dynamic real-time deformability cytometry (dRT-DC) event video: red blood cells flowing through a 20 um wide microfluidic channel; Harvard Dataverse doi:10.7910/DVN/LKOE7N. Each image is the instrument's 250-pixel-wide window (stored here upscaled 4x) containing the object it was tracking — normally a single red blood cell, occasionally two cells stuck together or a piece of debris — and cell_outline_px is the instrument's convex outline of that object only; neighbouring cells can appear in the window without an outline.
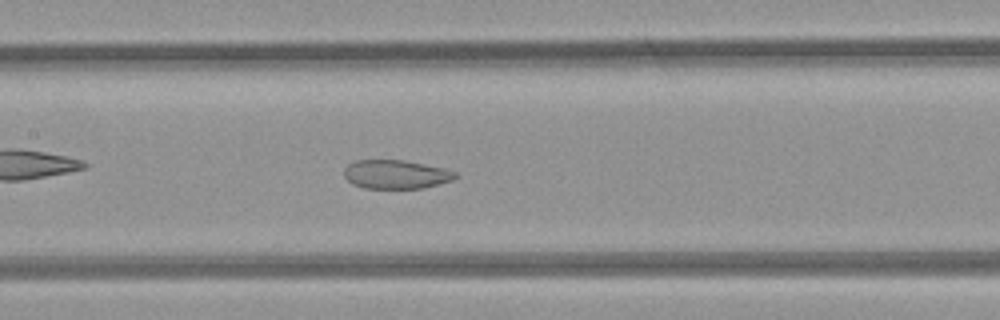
{"species": "common noctule bat (a hibernating species)", "species_latin": "Nyctalus noctula", "temperature_condition": "room temperature", "stored_images_in_passage": 42, "camera_frame_rate_fps": 3000, "um_per_image_px": 0.085, "animal": {"sex": "female", "body_mass_g": 21.9}, "frame": {"image": 1, "passage_image": 23, "time_ms": 7.333, "image_size_px": [1000, 320], "cell_outline_px": [[460, 176], [452, 180], [424, 188], [364, 188], [352, 184], [344, 176], [344, 168], [348, 164], [356, 160], [404, 160], [444, 168], [456, 172]], "centroid_in_image_um": [33.66, 14.82], "position_along_channel_um": 173.7, "area_um2": 18.73}}
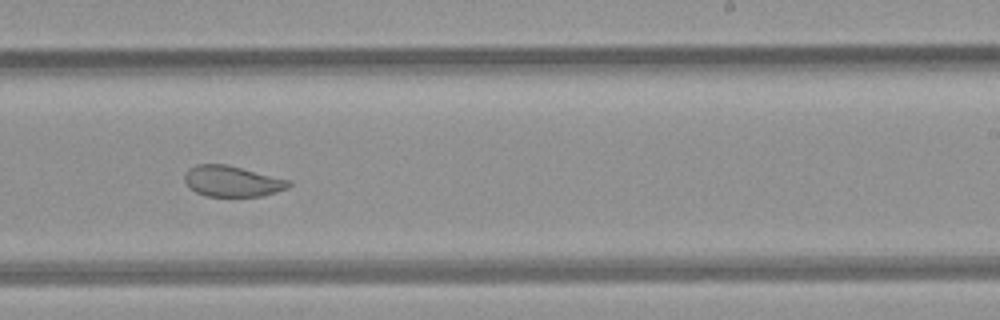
{"frame": {"image": 2, "passage_image": 30, "time_ms": 9.667, "image_size_px": [1000, 320], "cell_outline_px": [[292, 184], [288, 188], [264, 196], [204, 196], [188, 188], [184, 180], [184, 176], [188, 168], [196, 164], [224, 164], [292, 180]], "centroid_in_image_um": [19.73, 15.41], "position_along_channel_um": 269.3, "area_um2": 18.9}}
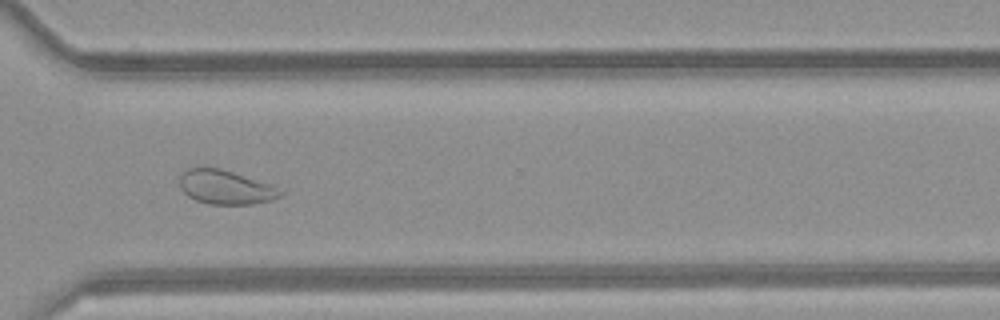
{"frame": {"image": 3, "passage_image": 36, "time_ms": 11.667, "image_size_px": [1000, 320], "cell_outline_px": [[284, 192], [280, 196], [272, 200], [252, 204], [208, 204], [196, 200], [188, 196], [180, 188], [180, 172], [188, 168], [200, 164], [220, 168], [272, 184]], "centroid_in_image_um": [19.13, 15.87], "position_along_channel_um": 351.5, "area_um2": 20.52}, "authors_computed_cell_mechanics": {"area_um2": 23.2645, "velocity_mm_per_s": 4.1151, "shape_relaxation_time_tau1_ms": null, "shape_relaxation_time_tau2_ms": 1.7159, "deformation_change_tau1": null, "deformation_change_tau2": 0.0728}}